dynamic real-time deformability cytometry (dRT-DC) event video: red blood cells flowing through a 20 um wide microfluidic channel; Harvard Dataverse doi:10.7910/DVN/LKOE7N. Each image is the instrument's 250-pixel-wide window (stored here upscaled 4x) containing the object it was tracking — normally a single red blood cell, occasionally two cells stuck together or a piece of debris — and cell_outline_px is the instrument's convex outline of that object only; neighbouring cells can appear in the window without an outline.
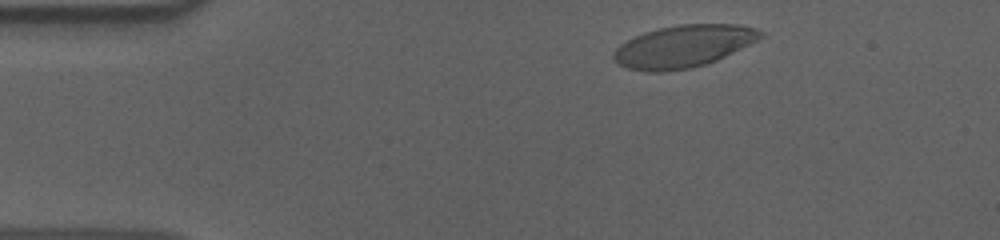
{"species": "human", "species_latin": "Homo sapiens", "temperature_condition": "cold", "stored_images_in_passage": 51, "camera_frame_rate_fps": 3000, "um_per_image_px": 0.085, "donor": {"sex": "male"}, "frame": {"image": 1, "passage_image": 4, "time_ms": 1.0, "image_size_px": [1000, 240], "cell_outline_px": [[764, 36], [716, 60], [692, 68], [664, 72], [648, 72], [628, 68], [612, 60], [612, 52], [620, 44], [644, 32], [660, 28], [680, 24], [740, 24], [756, 28], [764, 32]], "centroid_in_image_um": [58.06, 3.93], "position_along_channel_um": 26.9, "area_um2": 36.01}}
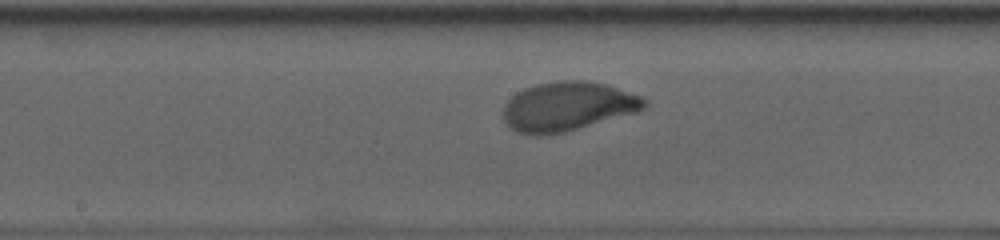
{"frame": {"image": 2, "passage_image": 24, "time_ms": 7.667, "image_size_px": [1000, 240], "cell_outline_px": [[648, 104], [644, 108], [636, 112], [564, 132], [540, 136], [528, 136], [516, 132], [504, 120], [504, 104], [516, 92], [524, 88], [536, 84], [560, 80], [584, 80], [608, 84], [644, 96], [648, 100]], "centroid_in_image_um": [48.27, 9.04], "position_along_channel_um": 199.9, "area_um2": 40.75}}
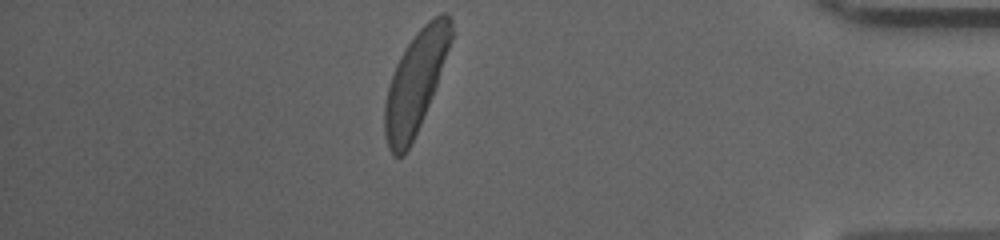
{"frame": {"image": 3, "passage_image": 44, "time_ms": 14.333, "image_size_px": [1000, 240], "cell_outline_px": [[452, 40], [432, 96], [420, 124], [404, 156], [392, 156], [388, 148], [384, 136], [384, 104], [388, 84], [396, 64], [400, 56], [416, 32], [428, 20], [440, 12], [444, 12], [452, 20]], "centroid_in_image_um": [35.29, 6.99], "position_along_channel_um": 399.9, "area_um2": 38.84}, "authors_computed_cell_mechanics": {"area_um2": 38.6682, "velocity_mm_per_s": 3.5896, "shape_relaxation_time_tau1_ms": 3.0665, "shape_relaxation_time_tau2_ms": null, "deformation_change_tau1": 0.1634, "deformation_change_tau2": null}}